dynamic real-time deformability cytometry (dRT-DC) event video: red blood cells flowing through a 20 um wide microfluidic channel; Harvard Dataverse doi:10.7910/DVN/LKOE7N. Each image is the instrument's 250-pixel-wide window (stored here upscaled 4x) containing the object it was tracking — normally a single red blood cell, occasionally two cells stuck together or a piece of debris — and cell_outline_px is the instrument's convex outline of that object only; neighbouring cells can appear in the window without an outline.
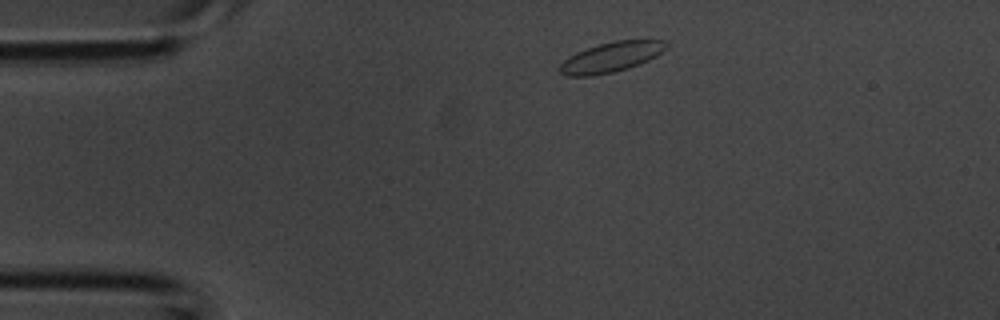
{"species": "common noctule bat (a hibernating species)", "species_latin": "Nyctalus noctula", "temperature_condition": "room temperature", "stored_images_in_passage": 2, "camera_frame_rate_fps": 3000, "um_per_image_px": 0.085, "animal": {"sex": "male", "body_mass_g": 20.1, "forearm_length_mm": 53.5}, "frame": {"image": 1, "passage_image": 1, "time_ms": 0.0, "image_size_px": [1000, 320], "cell_outline_px": [[668, 48], [656, 56], [640, 64], [628, 68], [612, 72], [592, 76], [568, 76], [560, 72], [556, 68], [568, 56], [576, 52], [600, 44], [616, 40], [668, 40]], "centroid_in_image_um": [51.95, 4.85], "position_along_channel_um": 33.0, "area_um2": 18.73}}